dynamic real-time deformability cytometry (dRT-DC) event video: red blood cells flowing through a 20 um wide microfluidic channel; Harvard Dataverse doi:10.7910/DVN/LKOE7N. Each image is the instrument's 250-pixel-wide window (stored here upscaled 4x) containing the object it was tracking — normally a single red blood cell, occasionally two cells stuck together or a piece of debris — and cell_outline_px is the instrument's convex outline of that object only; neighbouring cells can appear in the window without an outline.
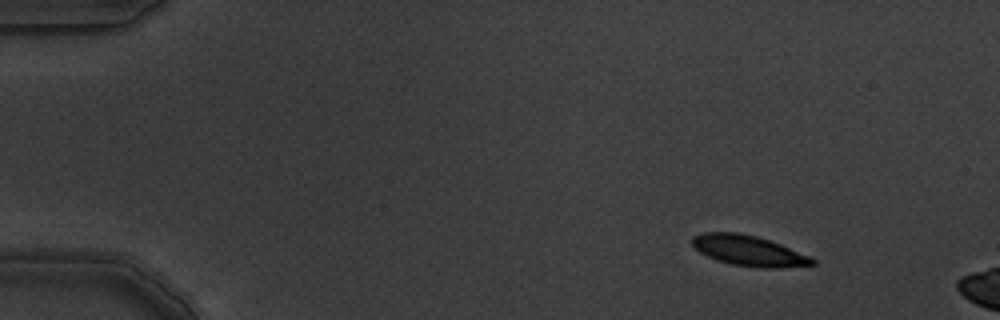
{"species": "common noctule bat (a hibernating species)", "species_latin": "Nyctalus noctula", "temperature_condition": "warm", "stored_images_in_passage": 4, "camera_frame_rate_fps": 3000, "um_per_image_px": 0.085, "animal": {"sex": "male", "body_mass_g": 19.5, "forearm_length_mm": 54.6}, "frame": {"image": 1, "passage_image": 2, "time_ms": 0.333, "image_size_px": [1000, 320], "cell_outline_px": [[816, 264], [776, 268], [764, 268], [732, 264], [716, 260], [700, 252], [688, 240], [692, 236], [700, 232], [740, 232], [756, 236], [780, 244], [812, 256], [816, 260]], "centroid_in_image_um": [63.62, 21.29], "position_along_channel_um": 21.4, "area_um2": 21.44}}